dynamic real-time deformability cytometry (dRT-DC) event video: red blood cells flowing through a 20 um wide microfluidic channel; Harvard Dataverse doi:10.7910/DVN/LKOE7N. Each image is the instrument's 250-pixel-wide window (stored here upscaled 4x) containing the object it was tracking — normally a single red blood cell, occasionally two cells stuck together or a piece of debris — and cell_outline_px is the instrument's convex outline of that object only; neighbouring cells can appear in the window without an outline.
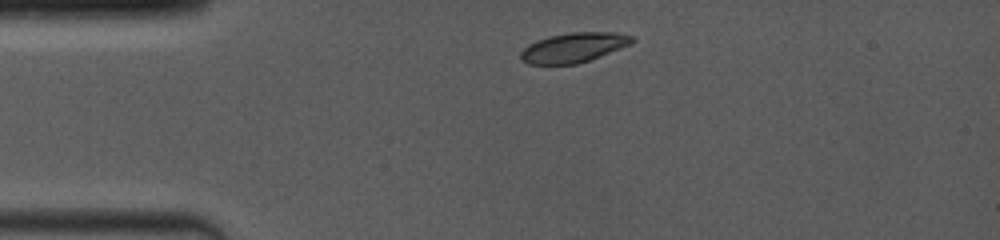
{"species": "common noctule bat (a hibernating species)", "species_latin": "Nyctalus noctula", "temperature_condition": "room temperature", "stored_images_in_passage": 28, "camera_frame_rate_fps": 4000, "um_per_image_px": 0.085, "animal": {"sex": "female", "body_mass_g": 19.0, "forearm_length_mm": 53.3}, "frame": {"image": 1, "passage_image": 1, "time_ms": 0.0, "image_size_px": [1000, 240], "cell_outline_px": [[632, 40], [628, 44], [588, 60], [576, 64], [528, 64], [520, 60], [520, 52], [528, 44], [536, 40], [548, 36], [572, 32], [616, 32], [632, 36]], "centroid_in_image_um": [48.65, 4.03], "position_along_channel_um": 36.3, "area_um2": 18.9}}
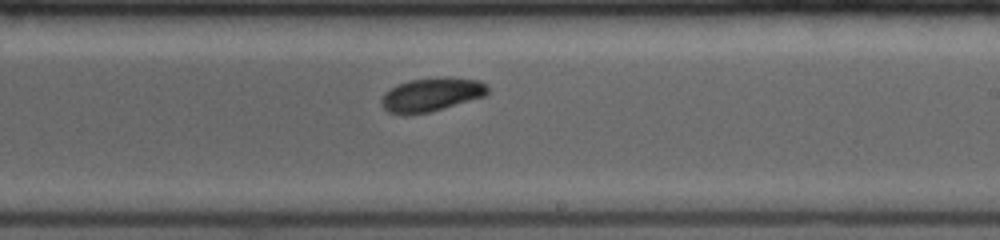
{"frame": {"image": 2, "passage_image": 16, "time_ms": 6.25, "image_size_px": [1000, 240], "cell_outline_px": [[488, 92], [484, 96], [428, 112], [404, 116], [388, 112], [384, 108], [380, 100], [396, 84], [408, 80], [444, 76], [480, 80], [488, 88]], "centroid_in_image_um": [36.65, 8.03], "position_along_channel_um": 252.4, "area_um2": 20.75}}
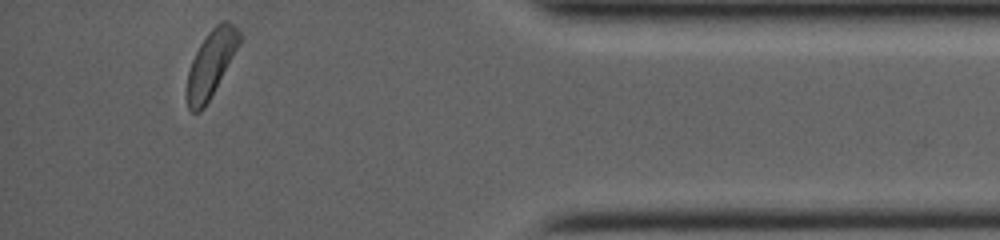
{"frame": {"image": 3, "passage_image": 27, "time_ms": 11.0, "image_size_px": [1000, 240], "cell_outline_px": [[240, 44], [204, 108], [200, 112], [192, 112], [188, 108], [188, 72], [192, 60], [200, 44], [208, 32], [216, 24], [224, 20], [228, 20], [240, 32]], "centroid_in_image_um": [17.95, 5.38], "position_along_channel_um": 417.3, "area_um2": 19.77}, "authors_computed_cell_mechanics": {"area_um2": 20.6635, "velocity_mm_per_s": 4.0479, "shape_relaxation_time_tau1_ms": 2.2711, "shape_relaxation_time_tau2_ms": null, "deformation_change_tau1": 0.1149, "deformation_change_tau2": null}}